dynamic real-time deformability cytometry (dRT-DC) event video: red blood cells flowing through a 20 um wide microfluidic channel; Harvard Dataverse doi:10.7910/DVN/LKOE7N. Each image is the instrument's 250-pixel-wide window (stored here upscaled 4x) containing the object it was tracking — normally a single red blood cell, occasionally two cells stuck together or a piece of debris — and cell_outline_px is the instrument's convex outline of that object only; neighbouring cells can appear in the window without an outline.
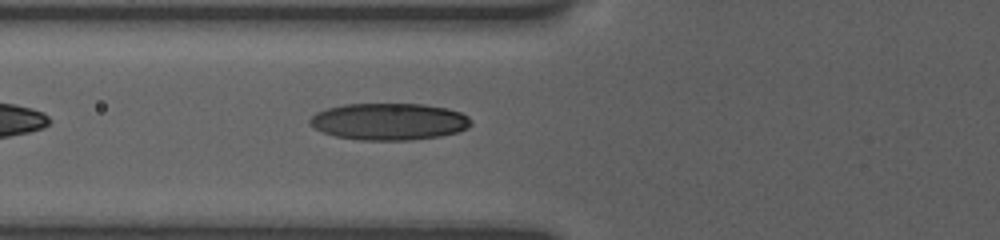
{"species": "human", "species_latin": "Homo sapiens", "temperature_condition": "room temperature", "stored_images_in_passage": 30, "camera_frame_rate_fps": 3000, "um_per_image_px": 0.085, "donor": {"sex": "female"}, "frame": {"image": 1, "passage_image": 7, "time_ms": 3.0, "image_size_px": [1000, 240], "cell_outline_px": [[472, 124], [468, 128], [456, 132], [440, 136], [408, 140], [360, 140], [336, 136], [324, 132], [308, 124], [308, 120], [316, 112], [328, 108], [344, 104], [424, 104], [448, 108], [460, 112], [468, 116], [472, 120]], "centroid_in_image_um": [33.09, 10.33], "position_along_channel_um": 92.7, "area_um2": 34.68}}
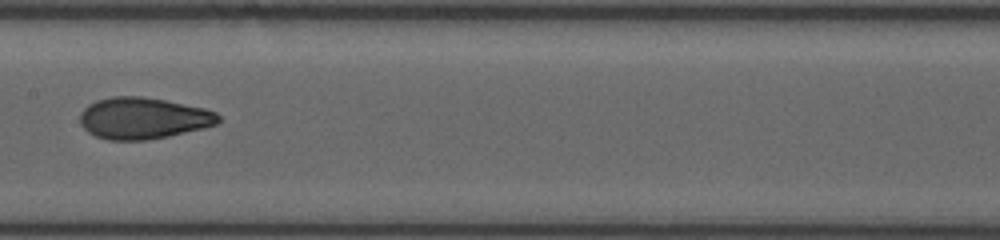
{"frame": {"image": 2, "passage_image": 12, "time_ms": 5.667, "image_size_px": [1000, 240], "cell_outline_px": [[220, 120], [216, 124], [204, 128], [168, 136], [144, 140], [108, 140], [96, 136], [88, 132], [80, 124], [80, 112], [88, 104], [96, 100], [112, 96], [144, 96], [204, 108], [216, 112], [220, 116]], "centroid_in_image_um": [12.15, 10.04], "position_along_channel_um": 195.3, "area_um2": 33.52}}
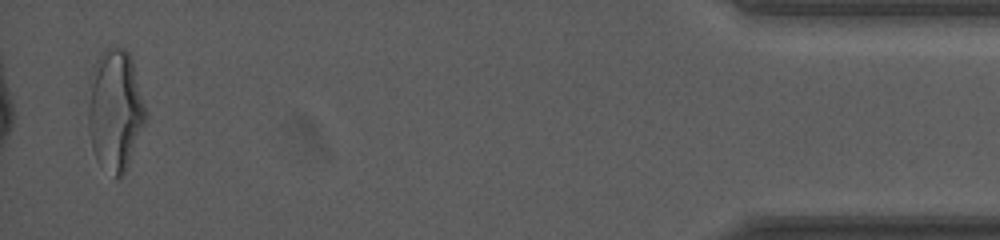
{"frame": {"image": 3, "passage_image": 29, "time_ms": 13.667, "image_size_px": [1000, 240], "cell_outline_px": [[148, 116], [128, 164], [124, 172], [116, 180], [96, 160], [92, 148], [88, 128], [88, 108], [92, 72], [96, 60], [104, 48], [124, 48], [128, 52], [132, 60]], "centroid_in_image_um": [9.79, 9.38], "position_along_channel_um": 425.4, "area_um2": 40.46}, "authors_computed_cell_mechanics": {"area_um2": 33.8419, "velocity_mm_per_s": 3.8052, "shape_relaxation_time_tau1_ms": 6.621, "shape_relaxation_time_tau2_ms": 1.1844, "deformation_change_tau1": 0.2065, "deformation_change_tau2": 0.069}}